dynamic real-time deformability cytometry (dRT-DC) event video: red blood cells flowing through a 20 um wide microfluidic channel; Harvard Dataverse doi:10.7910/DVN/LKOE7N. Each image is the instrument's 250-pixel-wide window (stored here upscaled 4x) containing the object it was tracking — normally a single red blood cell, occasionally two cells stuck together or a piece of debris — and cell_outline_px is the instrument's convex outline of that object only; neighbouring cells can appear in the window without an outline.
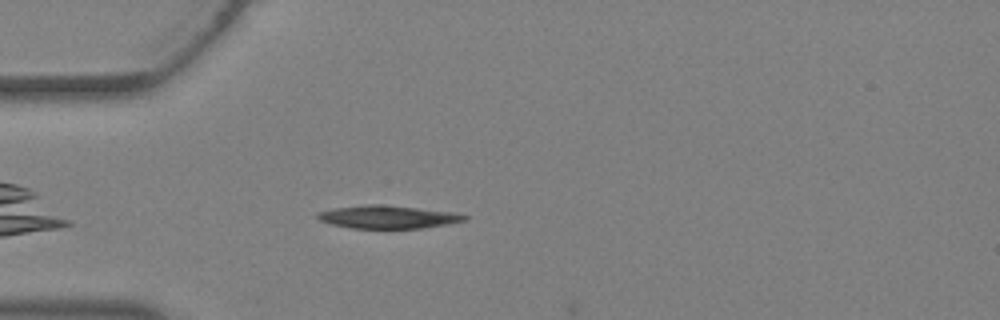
{"species": "Egyptian fruit bat (a non-hibernating species)", "species_latin": "Rousettus aegyptiacus", "temperature_condition": "warm", "stored_images_in_passage": 2, "camera_frame_rate_fps": 3000, "um_per_image_px": 0.085, "animal": {"sex": "female"}, "frame": {"image": 1, "passage_image": 1, "time_ms": 0.0, "image_size_px": [1000, 320], "cell_outline_px": [[468, 216], [464, 220], [448, 224], [420, 228], [352, 228], [332, 224], [320, 220], [316, 216], [316, 212], [336, 208], [364, 204], [380, 204], [456, 212]], "centroid_in_image_um": [32.96, 18.43], "position_along_channel_um": 52.0, "area_um2": 19.54}}